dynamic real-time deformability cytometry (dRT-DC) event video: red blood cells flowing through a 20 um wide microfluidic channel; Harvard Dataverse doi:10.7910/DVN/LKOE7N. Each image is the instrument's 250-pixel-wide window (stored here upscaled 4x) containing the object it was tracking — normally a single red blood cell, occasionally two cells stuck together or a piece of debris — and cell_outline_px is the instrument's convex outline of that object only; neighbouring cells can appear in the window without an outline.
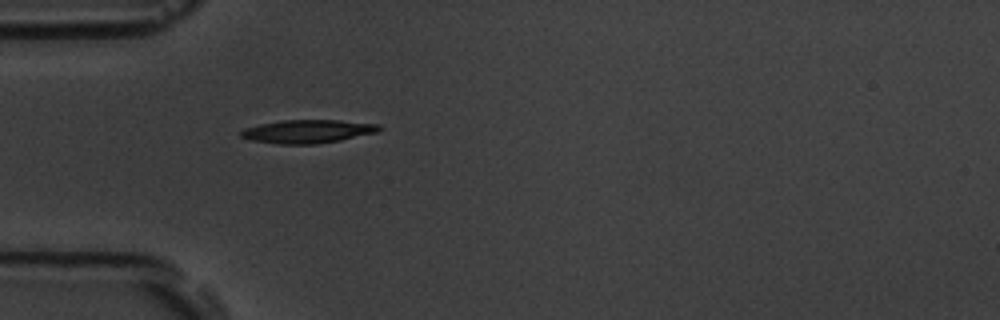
{"species": "common noctule bat (a hibernating species)", "species_latin": "Nyctalus noctula", "temperature_condition": "room temperature", "stored_images_in_passage": 39, "camera_frame_rate_fps": 3000, "um_per_image_px": 0.085, "animal": {"sex": "male", "body_mass_g": 19.5, "forearm_length_mm": 54.6}, "frame": {"image": 1, "passage_image": 1, "time_ms": 0.0, "image_size_px": [1000, 320], "cell_outline_px": [[380, 128], [376, 132], [340, 140], [316, 144], [280, 144], [252, 140], [240, 136], [240, 132], [244, 128], [260, 124], [284, 120], [340, 120], [380, 124]], "centroid_in_image_um": [26.14, 11.16], "position_along_channel_um": 58.9, "area_um2": 18.61}}
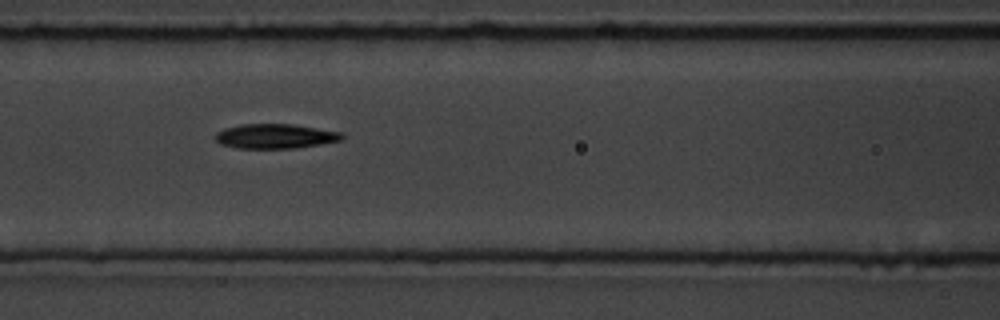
{"frame": {"image": 2, "passage_image": 8, "time_ms": 2.333, "image_size_px": [1000, 320], "cell_outline_px": [[344, 140], [296, 148], [236, 148], [220, 144], [216, 140], [216, 132], [224, 128], [240, 124], [292, 124], [344, 132]], "centroid_in_image_um": [23.43, 11.57], "position_along_channel_um": 143.2, "area_um2": 18.32}}
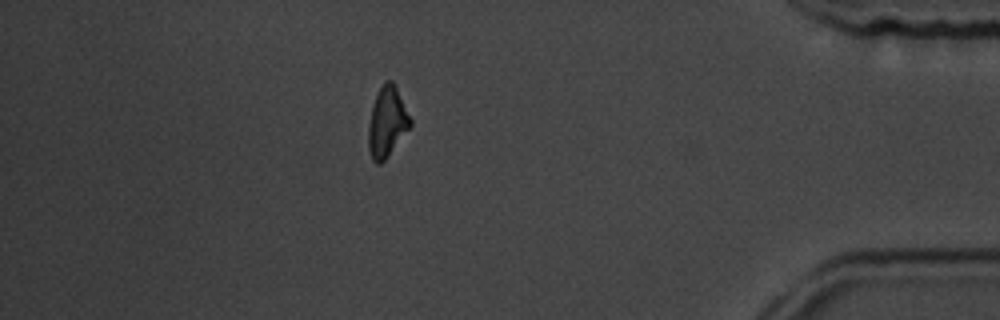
{"frame": {"image": 3, "passage_image": 32, "time_ms": 10.333, "image_size_px": [1000, 320], "cell_outline_px": [[412, 124], [388, 156], [380, 164], [376, 164], [372, 160], [368, 148], [368, 124], [372, 104], [384, 80], [392, 80], [412, 120]], "centroid_in_image_um": [32.88, 10.38], "position_along_channel_um": 402.3, "area_um2": 17.05}, "authors_computed_cell_mechanics": {"area_um2": 17.918, "velocity_mm_per_s": 3.7671, "shape_relaxation_time_tau1_ms": 6.4706, "shape_relaxation_time_tau2_ms": 9.2555, "deformation_change_tau1": 0.1784, "deformation_change_tau2": 0.1827}}